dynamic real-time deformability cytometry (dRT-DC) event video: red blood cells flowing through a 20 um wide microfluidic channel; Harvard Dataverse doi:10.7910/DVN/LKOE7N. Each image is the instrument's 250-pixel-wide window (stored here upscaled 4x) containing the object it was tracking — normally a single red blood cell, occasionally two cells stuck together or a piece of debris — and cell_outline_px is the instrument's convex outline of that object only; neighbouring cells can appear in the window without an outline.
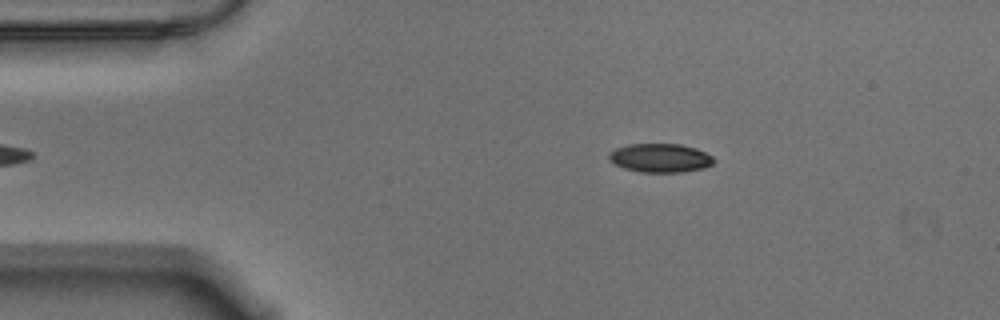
{"species": "Egyptian fruit bat (a non-hibernating species)", "species_latin": "Rousettus aegyptiacus", "temperature_condition": "warm", "stored_images_in_passage": 42, "camera_frame_rate_fps": 3000, "um_per_image_px": 0.085, "animal": {"sex": "male"}, "frame": {"image": 1, "passage_image": 4, "time_ms": 1.0, "image_size_px": [1000, 320], "cell_outline_px": [[716, 160], [712, 164], [704, 168], [684, 172], [640, 172], [624, 168], [608, 160], [608, 152], [616, 148], [628, 144], [680, 144], [696, 148], [712, 156]], "centroid_in_image_um": [56.11, 13.42], "position_along_channel_um": 28.9, "area_um2": 17.69}}
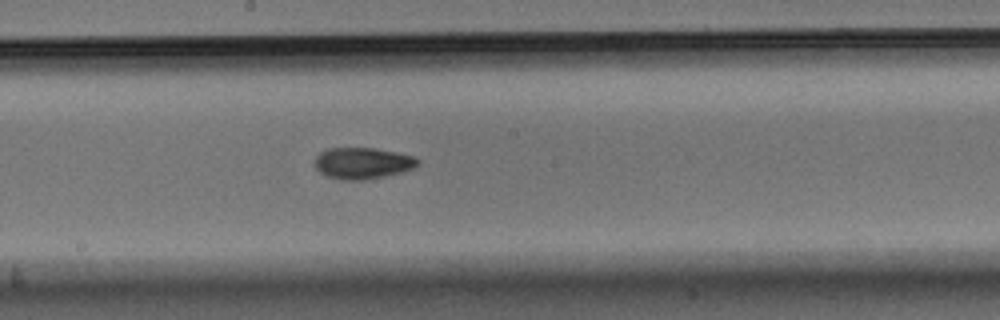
{"frame": {"image": 2, "passage_image": 24, "time_ms": 7.667, "image_size_px": [1000, 320], "cell_outline_px": [[420, 164], [412, 168], [400, 172], [384, 176], [364, 180], [344, 180], [328, 176], [320, 172], [316, 168], [316, 156], [320, 152], [328, 148], [376, 148], [396, 152], [412, 156], [420, 160]], "centroid_in_image_um": [30.82, 13.86], "position_along_channel_um": 217.4, "area_um2": 18.67}}
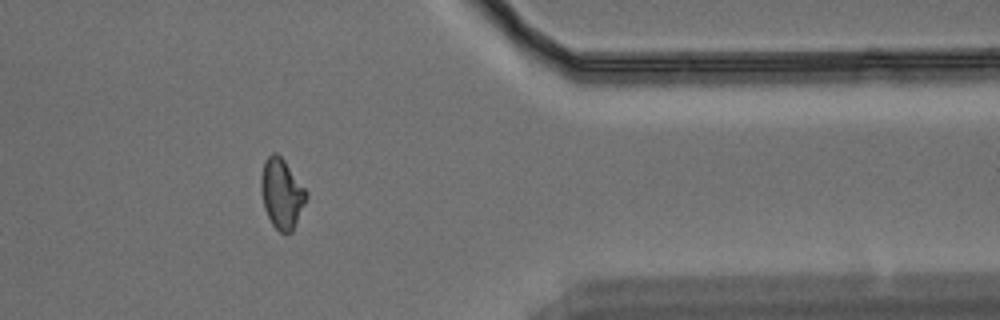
{"frame": {"image": 3, "passage_image": 40, "time_ms": 13.0, "image_size_px": [1000, 320], "cell_outline_px": [[308, 196], [292, 232], [280, 232], [272, 224], [264, 208], [260, 188], [260, 176], [264, 160], [272, 152], [276, 152], [284, 160], [308, 192]], "centroid_in_image_um": [23.93, 16.43], "position_along_channel_um": 387.5, "area_um2": 18.44}, "authors_computed_cell_mechanics": {"area_um2": 18.3515, "velocity_mm_per_s": 3.5527, "shape_relaxation_time_tau1_ms": 6.048, "shape_relaxation_time_tau2_ms": 3.1779, "deformation_change_tau1": 0.1447, "deformation_change_tau2": 0.0815}}